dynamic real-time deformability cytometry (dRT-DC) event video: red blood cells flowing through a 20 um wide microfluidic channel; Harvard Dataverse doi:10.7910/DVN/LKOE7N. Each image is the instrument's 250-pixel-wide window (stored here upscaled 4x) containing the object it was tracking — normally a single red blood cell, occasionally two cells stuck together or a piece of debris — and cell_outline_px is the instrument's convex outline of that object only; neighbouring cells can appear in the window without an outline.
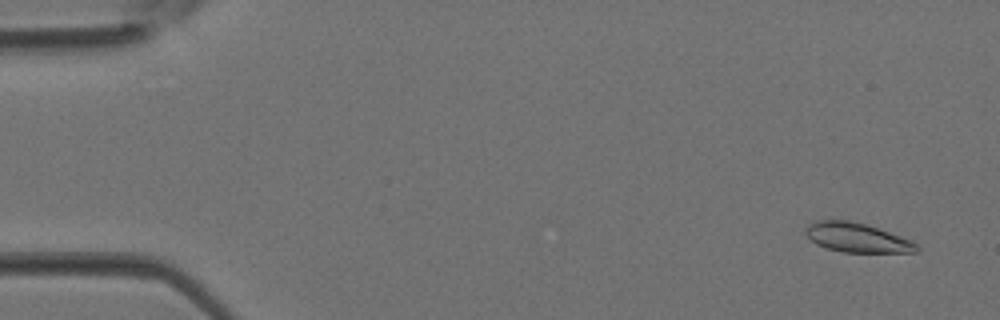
{"species": "Egyptian fruit bat (a non-hibernating species)", "species_latin": "Rousettus aegyptiacus", "temperature_condition": "room temperature", "stored_images_in_passage": 4, "camera_frame_rate_fps": 3000, "um_per_image_px": 0.085, "animal": {"sex": "female"}, "frame": {"image": 1, "passage_image": 4, "time_ms": 1.0, "image_size_px": [1000, 320], "cell_outline_px": [[920, 248], [916, 252], [844, 252], [828, 248], [816, 244], [804, 232], [808, 224], [820, 220], [848, 220], [864, 224], [912, 240]], "centroid_in_image_um": [72.84, 20.2], "position_along_channel_um": 12.2, "area_um2": 18.61}}